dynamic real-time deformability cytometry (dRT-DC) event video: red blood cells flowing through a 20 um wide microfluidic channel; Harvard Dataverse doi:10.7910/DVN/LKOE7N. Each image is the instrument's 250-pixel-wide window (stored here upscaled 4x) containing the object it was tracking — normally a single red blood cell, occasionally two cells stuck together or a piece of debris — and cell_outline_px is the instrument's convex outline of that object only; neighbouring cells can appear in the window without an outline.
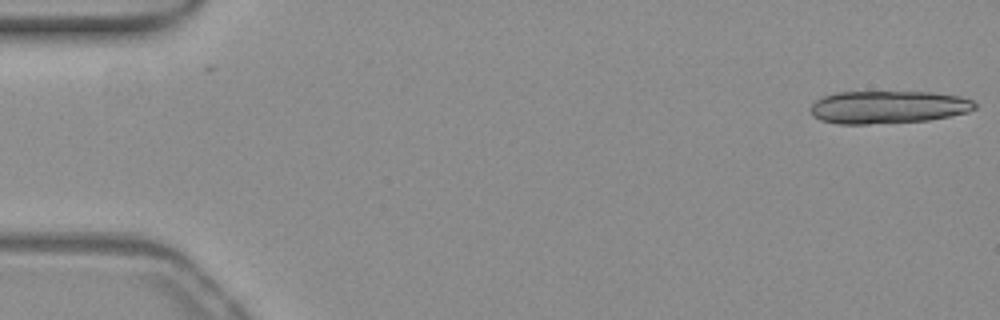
{"species": "common noctule bat (a hibernating species)", "species_latin": "Nyctalus noctula", "temperature_condition": "warm", "stored_images_in_passage": 17, "camera_frame_rate_fps": 3000, "um_per_image_px": 0.085, "animal": {"sex": "female", "body_mass_g": 19.3, "forearm_length_mm": 54.1}, "frame": {"image": 1, "passage_image": 1, "time_ms": 0.0, "image_size_px": [1000, 320], "cell_outline_px": [[976, 108], [968, 112], [928, 120], [868, 124], [840, 124], [820, 120], [812, 116], [812, 104], [816, 100], [824, 96], [836, 92], [928, 92], [960, 96], [972, 100], [976, 104]], "centroid_in_image_um": [75.48, 9.1], "position_along_channel_um": 9.5, "area_um2": 31.21}}